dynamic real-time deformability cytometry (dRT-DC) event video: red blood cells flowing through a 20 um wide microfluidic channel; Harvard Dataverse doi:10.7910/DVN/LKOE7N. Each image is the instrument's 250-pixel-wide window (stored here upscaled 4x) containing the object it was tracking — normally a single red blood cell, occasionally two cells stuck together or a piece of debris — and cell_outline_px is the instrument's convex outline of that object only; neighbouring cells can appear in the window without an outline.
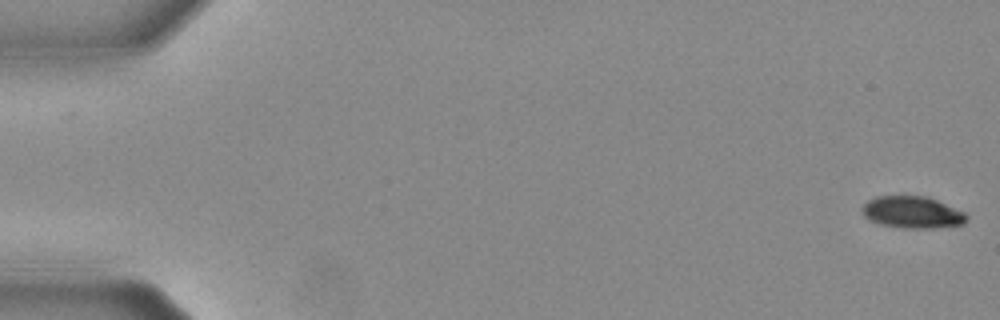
{"species": "Egyptian fruit bat (a non-hibernating species)", "species_latin": "Rousettus aegyptiacus", "temperature_condition": "warm", "stored_images_in_passage": 56, "camera_frame_rate_fps": 3000, "um_per_image_px": 0.085, "animal": {"sex": "female"}, "frame": {"image": 1, "passage_image": 1, "time_ms": 0.0, "image_size_px": [1000, 320], "cell_outline_px": [[968, 220], [964, 224], [928, 228], [904, 228], [884, 224], [872, 220], [864, 216], [860, 208], [868, 200], [876, 196], [924, 196], [936, 200], [964, 212], [968, 216]], "centroid_in_image_um": [77.55, 18.04], "position_along_channel_um": 7.5, "area_um2": 19.13}}
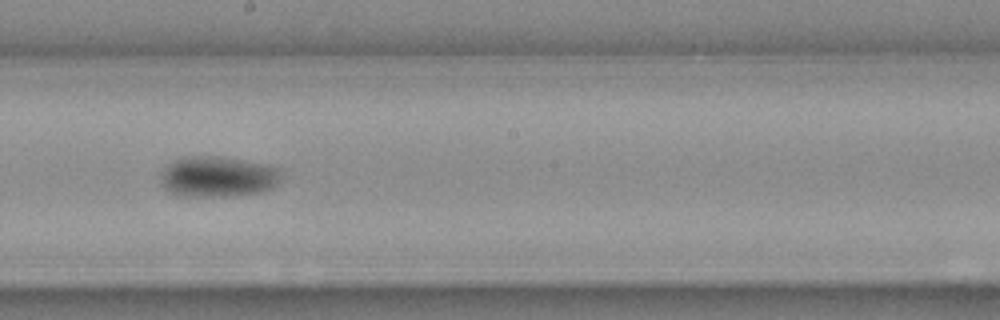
{"frame": {"image": 2, "passage_image": 32, "time_ms": 10.333, "image_size_px": [1000, 320], "cell_outline_px": [[280, 180], [272, 188], [260, 192], [224, 196], [184, 196], [168, 192], [164, 188], [160, 180], [160, 172], [168, 164], [180, 156], [224, 156], [264, 164], [280, 168]], "centroid_in_image_um": [18.47, 15.0], "position_along_channel_um": 229.7, "area_um2": 28.84}}
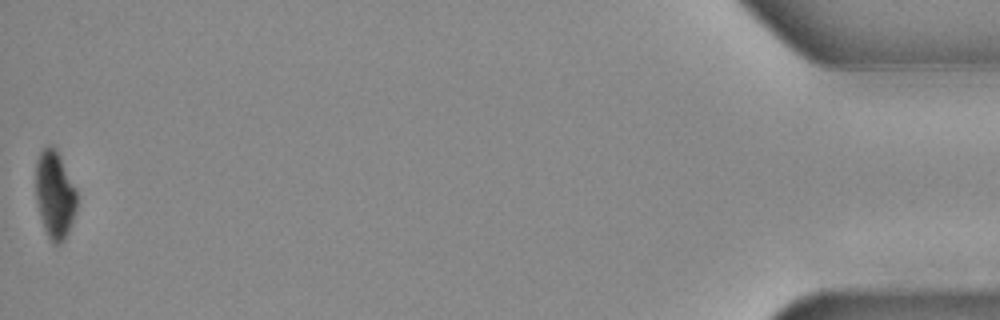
{"frame": {"image": 3, "passage_image": 56, "time_ms": 18.333, "image_size_px": [1000, 320], "cell_outline_px": [[76, 212], [68, 232], [64, 240], [60, 244], [52, 244], [44, 228], [40, 216], [36, 200], [36, 160], [40, 152], [44, 148], [52, 148], [60, 156], [76, 188]], "centroid_in_image_um": [4.66, 16.6], "position_along_channel_um": 430.5, "area_um2": 20.75}, "authors_computed_cell_mechanics": {"area_um2": 23.6402, "velocity_mm_per_s": 3.6973, "shape_relaxation_time_tau1_ms": 3.1891, "shape_relaxation_time_tau2_ms": 4.5698, "deformation_change_tau1": 0.1508, "deformation_change_tau2": 0.0487}}